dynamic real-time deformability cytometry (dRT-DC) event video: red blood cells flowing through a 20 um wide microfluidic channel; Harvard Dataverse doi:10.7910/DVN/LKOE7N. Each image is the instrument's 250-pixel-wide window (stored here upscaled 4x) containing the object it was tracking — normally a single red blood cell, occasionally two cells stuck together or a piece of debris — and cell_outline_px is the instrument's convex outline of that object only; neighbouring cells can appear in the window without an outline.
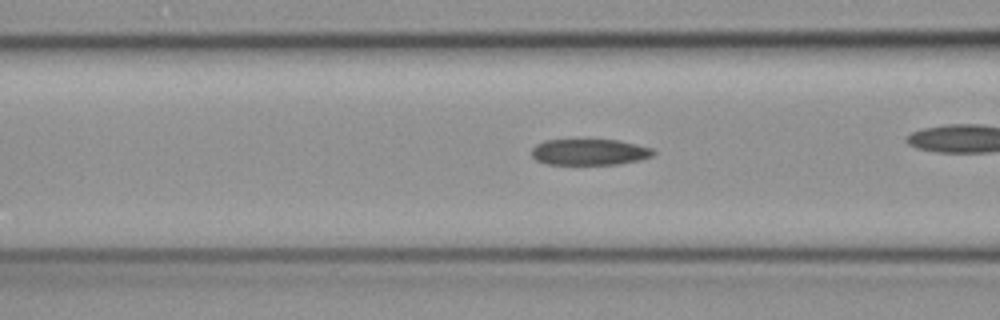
{"species": "common noctule bat (a hibernating species)", "species_latin": "Nyctalus noctula", "temperature_condition": "cold", "stored_images_in_passage": 11, "camera_frame_rate_fps": 3000, "um_per_image_px": 0.085, "animal": {"sex": "female", "body_mass_g": 19.3, "forearm_length_mm": 54.1}, "frame": {"image": 1, "passage_image": 8, "time_ms": 2.333, "image_size_px": [1000, 320], "cell_outline_px": [[656, 152], [652, 156], [640, 160], [620, 164], [548, 164], [536, 160], [532, 156], [532, 148], [536, 144], [544, 140], [620, 140], [652, 148]], "centroid_in_image_um": [50.12, 12.92], "position_along_channel_um": 116.5, "area_um2": 18.55}}